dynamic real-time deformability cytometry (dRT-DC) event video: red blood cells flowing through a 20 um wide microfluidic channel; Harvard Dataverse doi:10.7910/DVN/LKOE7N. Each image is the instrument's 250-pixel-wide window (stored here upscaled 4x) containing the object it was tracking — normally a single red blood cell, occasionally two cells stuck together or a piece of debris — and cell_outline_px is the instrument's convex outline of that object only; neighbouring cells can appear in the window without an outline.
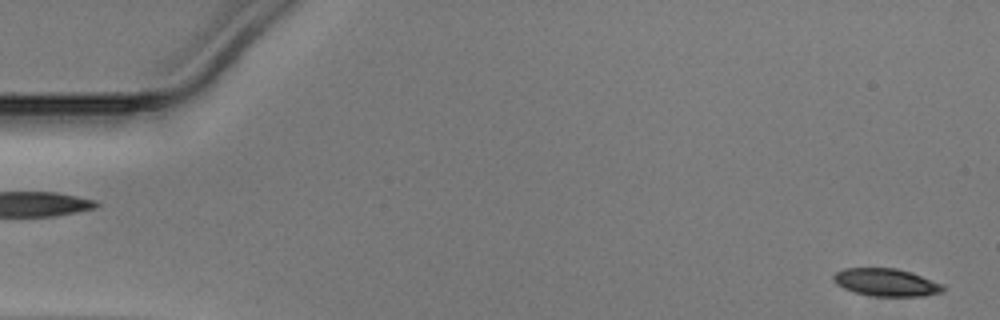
{"species": "Egyptian fruit bat (a non-hibernating species)", "species_latin": "Rousettus aegyptiacus", "temperature_condition": "warm", "stored_images_in_passage": 49, "camera_frame_rate_fps": 3000, "um_per_image_px": 0.085, "animal": {"sex": "male"}, "frame": {"image": 1, "passage_image": 1, "time_ms": 0.0, "image_size_px": [1000, 320], "cell_outline_px": [[944, 292], [924, 296], [872, 296], [856, 292], [844, 288], [836, 284], [832, 276], [836, 272], [844, 268], [896, 268], [912, 272], [944, 284]], "centroid_in_image_um": [75.36, 24.0], "position_along_channel_um": 9.6, "area_um2": 17.74}}
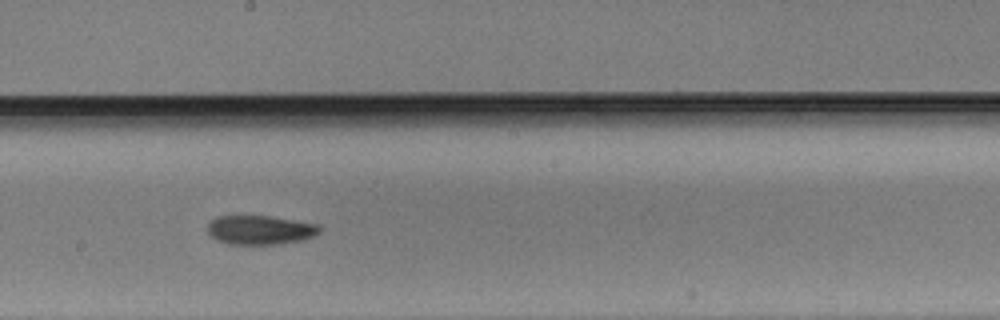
{"frame": {"image": 2, "passage_image": 27, "time_ms": 8.667, "image_size_px": [1000, 320], "cell_outline_px": [[320, 232], [316, 236], [304, 240], [276, 244], [228, 244], [216, 240], [208, 232], [208, 220], [216, 216], [268, 216], [296, 220], [320, 224]], "centroid_in_image_um": [22.13, 19.54], "position_along_channel_um": 226.1, "area_um2": 19.25}}
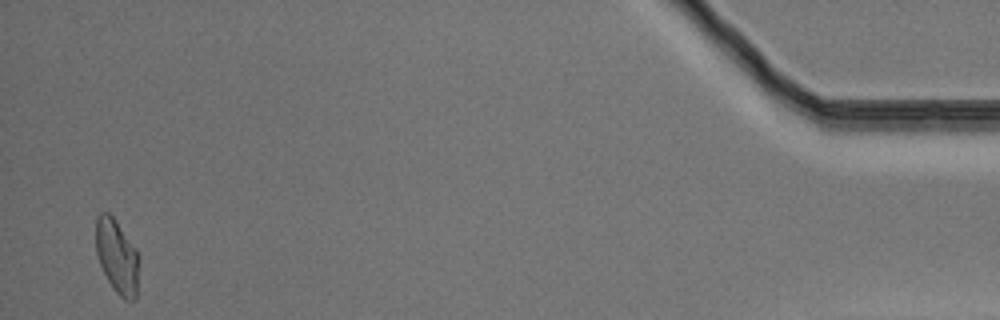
{"frame": {"image": 3, "passage_image": 48, "time_ms": 15.667, "image_size_px": [1000, 320], "cell_outline_px": [[140, 260], [136, 300], [124, 300], [112, 288], [100, 264], [96, 252], [96, 216], [100, 212], [108, 212], [116, 220], [136, 248], [140, 256]], "centroid_in_image_um": [9.97, 21.8], "position_along_channel_um": 425.2, "area_um2": 18.96}}